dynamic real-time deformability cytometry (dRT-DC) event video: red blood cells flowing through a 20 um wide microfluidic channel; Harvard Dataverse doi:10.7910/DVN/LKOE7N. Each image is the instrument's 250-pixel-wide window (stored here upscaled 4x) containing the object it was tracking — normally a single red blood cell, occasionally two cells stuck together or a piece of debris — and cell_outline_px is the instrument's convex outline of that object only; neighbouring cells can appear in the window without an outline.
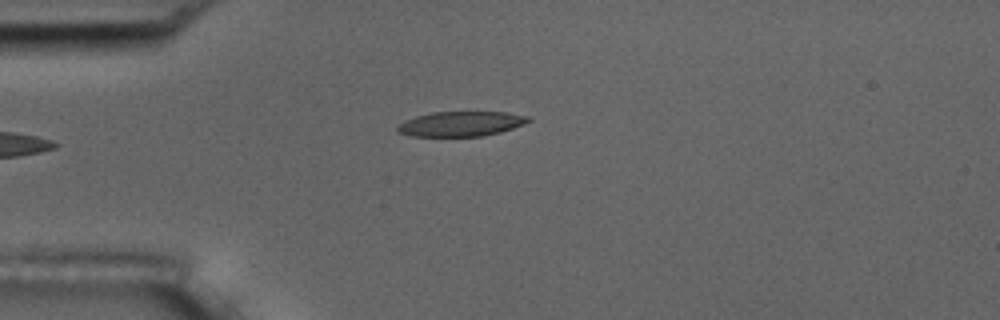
{"species": "common noctule bat (a hibernating species)", "species_latin": "Nyctalus noctula", "temperature_condition": "room temperature", "stored_images_in_passage": 3, "camera_frame_rate_fps": 3000, "um_per_image_px": 0.085, "animal": {"sex": "male", "body_mass_g": 17.5, "forearm_length_mm": 52.3}, "frame": {"image": 1, "passage_image": 3, "time_ms": 2.333, "image_size_px": [1000, 320], "cell_outline_px": [[532, 120], [524, 124], [500, 132], [480, 136], [412, 136], [396, 132], [396, 128], [404, 120], [416, 116], [432, 112], [508, 112], [528, 116]], "centroid_in_image_um": [39.17, 10.52], "position_along_channel_um": 45.8, "area_um2": 18.96}}